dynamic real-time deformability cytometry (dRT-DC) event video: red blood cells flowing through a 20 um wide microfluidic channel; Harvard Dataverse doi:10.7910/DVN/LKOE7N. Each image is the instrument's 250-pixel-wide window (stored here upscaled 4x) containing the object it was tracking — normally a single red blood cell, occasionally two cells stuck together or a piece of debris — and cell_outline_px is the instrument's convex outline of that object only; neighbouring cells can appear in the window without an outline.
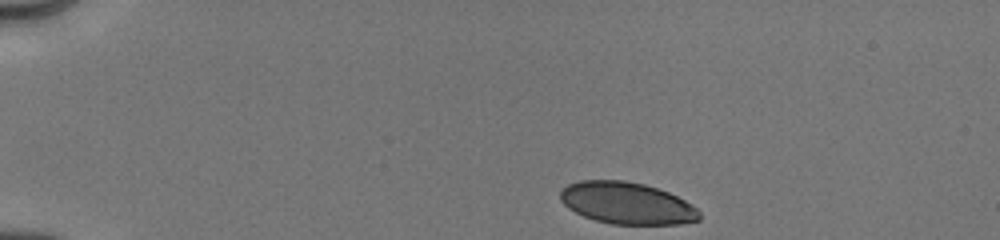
{"species": "human", "species_latin": "Homo sapiens", "temperature_condition": "cold", "stored_images_in_passage": 28, "camera_frame_rate_fps": 3000, "um_per_image_px": 0.085, "donor": {"sex": "male"}, "frame": {"image": 1, "passage_image": 1, "time_ms": 0.0, "image_size_px": [1000, 240], "cell_outline_px": [[700, 220], [680, 224], [612, 224], [596, 220], [584, 216], [568, 208], [560, 200], [560, 192], [568, 184], [580, 180], [624, 180], [644, 184], [668, 192], [692, 204], [700, 212]], "centroid_in_image_um": [53.29, 17.27], "position_along_channel_um": 31.7, "area_um2": 33.87}}
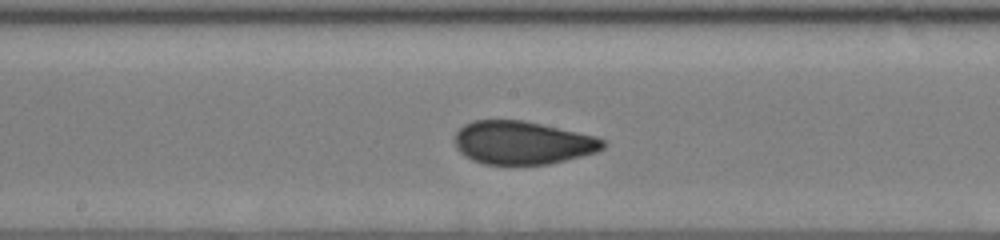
{"frame": {"image": 2, "passage_image": 16, "time_ms": 6.333, "image_size_px": [1000, 240], "cell_outline_px": [[608, 144], [604, 148], [596, 152], [548, 164], [484, 164], [472, 160], [464, 156], [456, 148], [456, 132], [464, 124], [472, 120], [524, 120], [596, 136], [608, 140]], "centroid_in_image_um": [44.43, 12.12], "position_along_channel_um": 203.8, "area_um2": 37.4}}
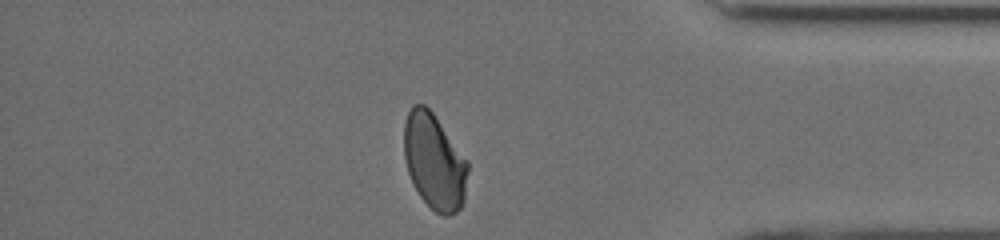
{"frame": {"image": 3, "passage_image": 28, "time_ms": 11.667, "image_size_px": [1000, 240], "cell_outline_px": [[468, 172], [464, 200], [460, 208], [456, 212], [448, 216], [444, 216], [436, 212], [420, 196], [412, 184], [408, 172], [404, 156], [404, 124], [408, 112], [412, 104], [424, 104], [432, 112], [468, 160]], "centroid_in_image_um": [36.92, 13.73], "position_along_channel_um": 398.3, "area_um2": 35.6}, "authors_computed_cell_mechanics": {"area_um2": 37.3677, "velocity_mm_per_s": 4.0048, "shape_relaxation_time_tau1_ms": 6.9766, "shape_relaxation_time_tau2_ms": 0.7986, "deformation_change_tau1": 0.1659, "deformation_change_tau2": 0.0611}}